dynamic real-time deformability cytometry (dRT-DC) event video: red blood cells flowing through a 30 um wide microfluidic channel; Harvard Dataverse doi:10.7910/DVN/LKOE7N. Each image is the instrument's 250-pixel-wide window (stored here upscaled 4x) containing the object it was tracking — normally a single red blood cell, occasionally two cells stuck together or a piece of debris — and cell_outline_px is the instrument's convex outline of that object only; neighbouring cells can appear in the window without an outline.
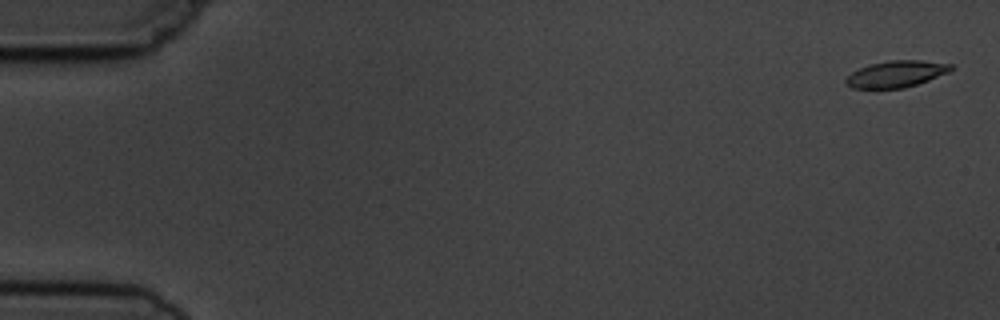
{"species": "common noctule bat (a hibernating species)", "species_latin": "Nyctalus noctula", "temperature_condition": "cold", "stored_images_in_passage": 6, "camera_frame_rate_fps": 3000, "um_per_image_px": 0.085, "animal": {"sex": "male", "body_mass_g": 19.5, "forearm_length_mm": 54.6}, "frame": {"image": 1, "passage_image": 1, "time_ms": 0.0, "image_size_px": [1000, 320], "cell_outline_px": [[956, 68], [948, 72], [928, 80], [904, 88], [876, 92], [852, 88], [844, 80], [852, 72], [868, 64], [888, 60], [920, 60], [952, 64]], "centroid_in_image_um": [76.12, 6.33], "position_along_channel_um": 8.9, "area_um2": 16.94}}
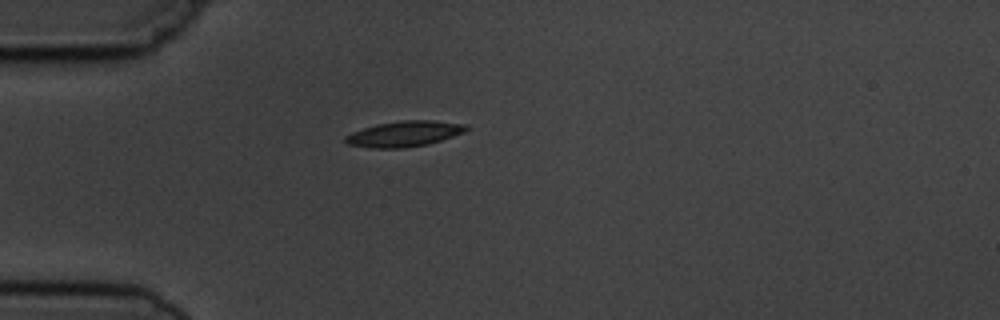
{"frame": {"image": 2, "passage_image": 5, "time_ms": 4.667, "image_size_px": [1000, 320], "cell_outline_px": [[468, 128], [464, 132], [428, 144], [404, 148], [372, 148], [348, 144], [344, 140], [344, 136], [352, 132], [376, 124], [404, 120], [436, 120], [468, 124]], "centroid_in_image_um": [34.37, 11.37], "position_along_channel_um": 50.6, "area_um2": 18.03}}